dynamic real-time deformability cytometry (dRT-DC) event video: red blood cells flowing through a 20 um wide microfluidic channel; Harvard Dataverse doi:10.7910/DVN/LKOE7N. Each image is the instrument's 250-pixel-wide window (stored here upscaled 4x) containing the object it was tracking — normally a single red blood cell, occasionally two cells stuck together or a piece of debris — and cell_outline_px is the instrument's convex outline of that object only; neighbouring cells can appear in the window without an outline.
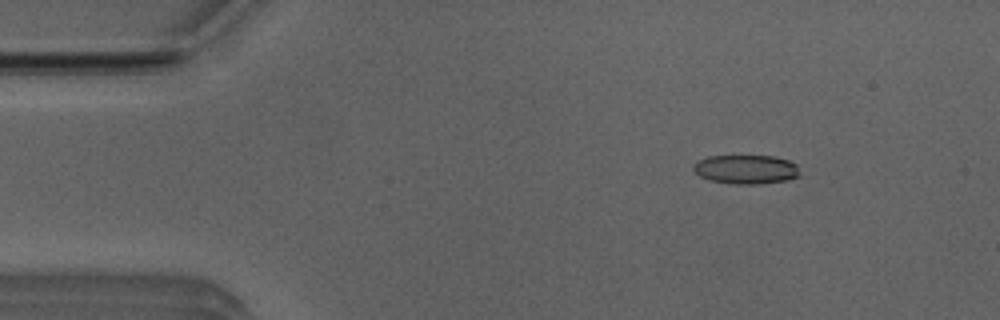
{"species": "Egyptian fruit bat (a non-hibernating species)", "species_latin": "Rousettus aegyptiacus", "temperature_condition": "room temperature", "stored_images_in_passage": 51, "camera_frame_rate_fps": 3000, "um_per_image_px": 0.085, "animal": {"sex": "male"}, "frame": {"image": 1, "passage_image": 6, "time_ms": 1.667, "image_size_px": [1000, 320], "cell_outline_px": [[800, 176], [788, 180], [760, 184], [732, 184], [708, 180], [700, 176], [692, 168], [692, 164], [708, 156], [772, 156], [788, 160], [796, 164]], "centroid_in_image_um": [63.4, 14.4], "position_along_channel_um": 21.6, "area_um2": 18.09}}
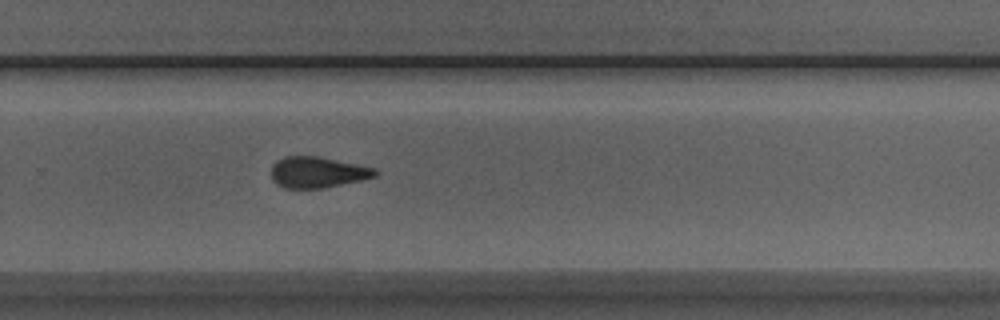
{"frame": {"image": 2, "passage_image": 33, "time_ms": 10.667, "image_size_px": [1000, 320], "cell_outline_px": [[376, 176], [360, 180], [324, 188], [284, 188], [276, 184], [272, 180], [272, 164], [276, 160], [284, 156], [320, 156], [376, 168]], "centroid_in_image_um": [26.96, 14.63], "position_along_channel_um": 302.8, "area_um2": 18.84}}
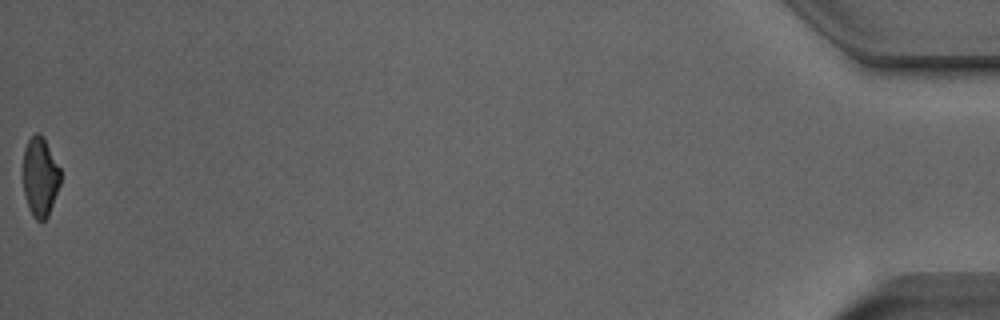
{"frame": {"image": 3, "passage_image": 51, "time_ms": 16.667, "image_size_px": [1000, 320], "cell_outline_px": [[60, 184], [48, 216], [40, 224], [32, 216], [28, 208], [24, 196], [24, 148], [28, 140], [36, 132], [40, 132], [44, 136], [60, 168]], "centroid_in_image_um": [3.41, 15.04], "position_along_channel_um": 431.8, "area_um2": 17.46}, "authors_computed_cell_mechanics": {"area_um2": 19.074, "velocity_mm_per_s": 3.9493, "shape_relaxation_time_tau1_ms": 5.7508, "shape_relaxation_time_tau2_ms": 2.4886, "deformation_change_tau1": 0.1322, "deformation_change_tau2": 0.1093}}